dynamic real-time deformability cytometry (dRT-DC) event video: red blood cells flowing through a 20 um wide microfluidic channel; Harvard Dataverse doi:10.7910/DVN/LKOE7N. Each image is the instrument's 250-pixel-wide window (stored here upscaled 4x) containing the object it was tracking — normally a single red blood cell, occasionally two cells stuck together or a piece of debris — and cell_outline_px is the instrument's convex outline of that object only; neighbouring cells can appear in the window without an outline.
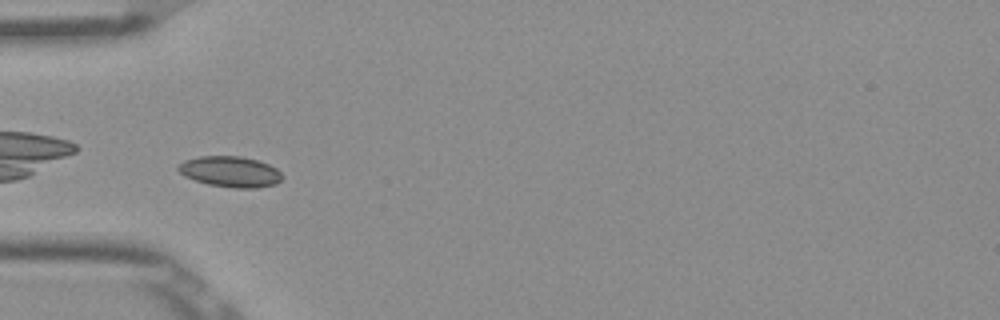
{"species": "Egyptian fruit bat (a non-hibernating species)", "species_latin": "Rousettus aegyptiacus", "temperature_condition": "room temperature", "stored_images_in_passage": 38, "camera_frame_rate_fps": 3000, "um_per_image_px": 0.085, "frame": {"image": 1, "passage_image": 2, "time_ms": 0.333, "image_size_px": [1000, 320], "cell_outline_px": [[284, 176], [276, 184], [256, 188], [232, 188], [208, 184], [184, 176], [176, 168], [176, 164], [184, 160], [200, 156], [240, 156], [256, 160], [268, 164], [276, 168]], "centroid_in_image_um": [19.55, 14.59], "position_along_channel_um": 65.4, "area_um2": 18.73}}
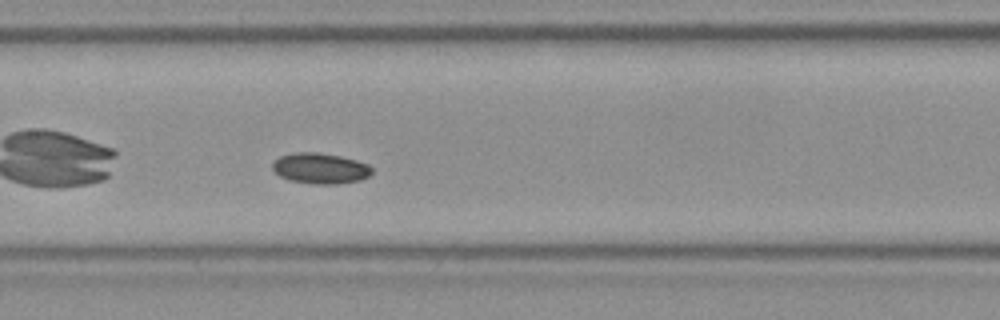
{"frame": {"image": 2, "passage_image": 11, "time_ms": 3.333, "image_size_px": [1000, 320], "cell_outline_px": [[372, 172], [368, 176], [360, 180], [336, 184], [316, 184], [288, 180], [280, 176], [272, 168], [272, 164], [280, 156], [292, 152], [320, 152], [340, 156], [356, 160], [368, 164], [372, 168]], "centroid_in_image_um": [27.22, 14.3], "position_along_channel_um": 180.2, "area_um2": 17.8}}
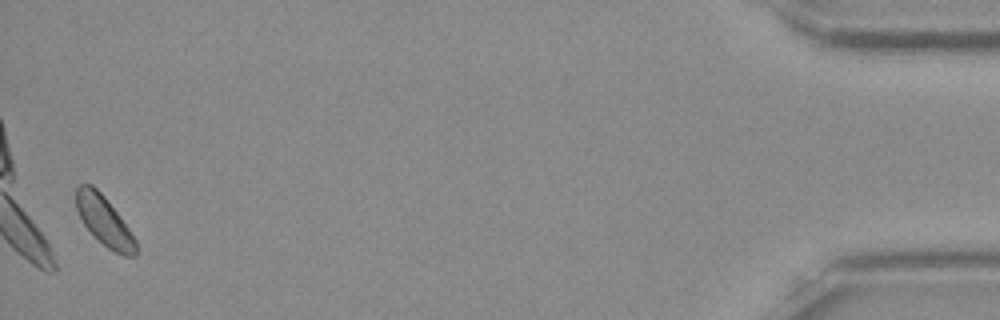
{"frame": {"image": 3, "passage_image": 37, "time_ms": 12.0, "image_size_px": [1000, 320], "cell_outline_px": [[136, 256], [124, 256], [108, 248], [84, 224], [76, 208], [76, 188], [80, 184], [92, 184], [104, 196], [128, 228], [136, 240]], "centroid_in_image_um": [8.86, 18.76], "position_along_channel_um": 426.3, "area_um2": 16.65}}